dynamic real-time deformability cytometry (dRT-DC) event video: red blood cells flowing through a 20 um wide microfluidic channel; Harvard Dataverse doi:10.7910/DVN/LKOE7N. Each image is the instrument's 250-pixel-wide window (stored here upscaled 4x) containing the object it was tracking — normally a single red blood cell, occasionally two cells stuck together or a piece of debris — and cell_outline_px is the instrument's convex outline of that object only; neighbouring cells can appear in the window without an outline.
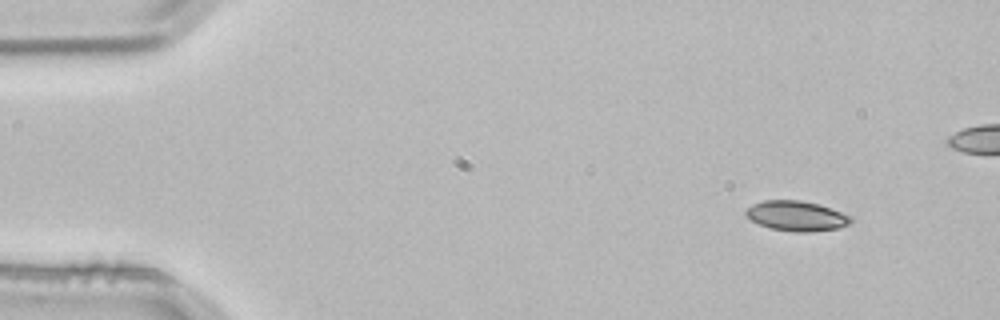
{"species": "common noctule bat (a hibernating species)", "species_latin": "Nyctalus noctula", "temperature_condition": "room temperature", "stored_images_in_passage": 4, "camera_frame_rate_fps": 3000, "um_per_image_px": 0.085, "animal": {"sex": "male", "body_mass_g": 21.5, "forearm_length_mm": 52.0}, "frame": {"image": 1, "passage_image": 1, "time_ms": 0.0, "image_size_px": [1000, 320], "cell_outline_px": [[852, 220], [848, 224], [840, 228], [812, 232], [792, 232], [768, 228], [744, 216], [744, 212], [752, 204], [764, 200], [800, 200], [820, 204], [852, 216]], "centroid_in_image_um": [67.7, 18.36], "position_along_channel_um": 17.3, "area_um2": 18.61}}